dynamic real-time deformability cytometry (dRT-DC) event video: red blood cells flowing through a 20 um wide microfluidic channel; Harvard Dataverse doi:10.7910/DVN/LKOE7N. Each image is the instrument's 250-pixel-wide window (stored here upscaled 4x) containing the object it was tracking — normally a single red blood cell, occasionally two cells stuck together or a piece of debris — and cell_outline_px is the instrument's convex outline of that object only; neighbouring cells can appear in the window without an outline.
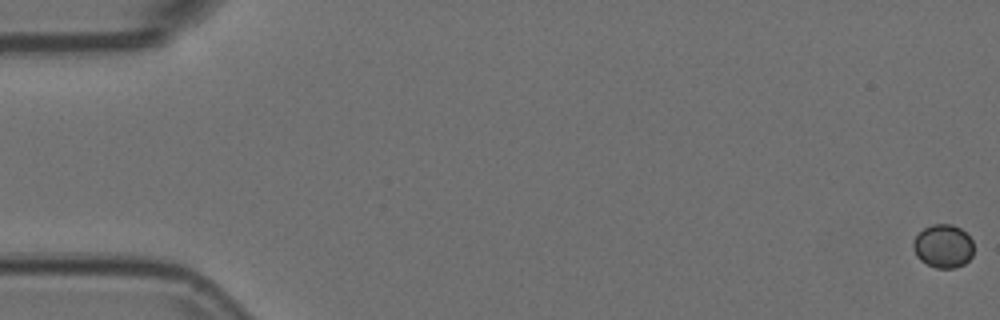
{"species": "Egyptian fruit bat (a non-hibernating species)", "species_latin": "Rousettus aegyptiacus", "temperature_condition": "room temperature", "stored_images_in_passage": 3, "camera_frame_rate_fps": 3000, "um_per_image_px": 0.085, "animal": {"sex": "female"}, "frame": {"image": 1, "passage_image": 1, "time_ms": 0.0, "image_size_px": [1000, 320], "cell_outline_px": [[972, 256], [964, 264], [956, 268], [936, 268], [920, 260], [916, 256], [912, 248], [912, 244], [916, 236], [924, 228], [932, 224], [952, 224], [960, 228], [972, 240]], "centroid_in_image_um": [80.15, 20.93], "position_along_channel_um": 4.8, "area_um2": 15.26}}